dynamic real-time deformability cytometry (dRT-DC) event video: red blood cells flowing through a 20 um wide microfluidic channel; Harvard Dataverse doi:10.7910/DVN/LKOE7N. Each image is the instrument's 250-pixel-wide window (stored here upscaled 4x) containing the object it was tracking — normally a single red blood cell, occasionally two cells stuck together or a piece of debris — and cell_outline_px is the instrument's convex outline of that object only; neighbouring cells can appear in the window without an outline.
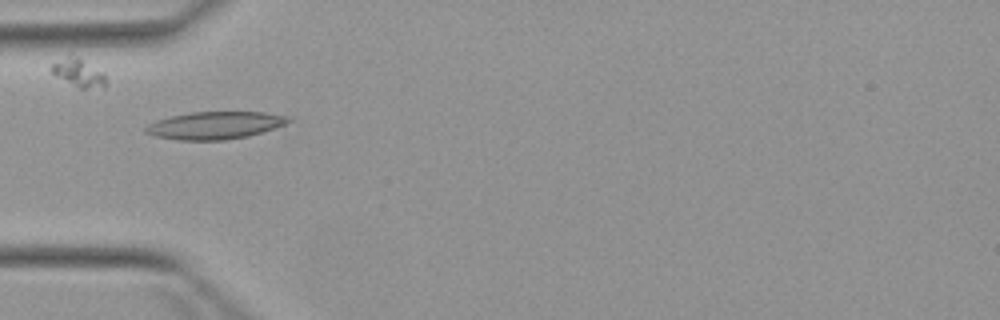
{"species": "Egyptian fruit bat (a non-hibernating species)", "species_latin": "Rousettus aegyptiacus", "temperature_condition": "warm", "stored_images_in_passage": 1, "camera_frame_rate_fps": 3000, "um_per_image_px": 0.085, "animal": {"sex": "female"}, "frame": {"image": 1, "passage_image": 1, "time_ms": 0.0, "image_size_px": [1000, 320], "cell_outline_px": [[292, 120], [284, 124], [248, 136], [224, 140], [176, 140], [156, 136], [144, 132], [144, 128], [148, 124], [156, 120], [172, 116], [192, 112], [264, 112], [288, 116]], "centroid_in_image_um": [18.23, 10.65], "position_along_channel_um": 66.8, "area_um2": 22.66}}